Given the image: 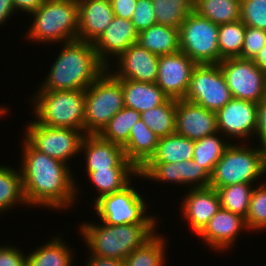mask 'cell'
Returning <instances> with one entry per match:
<instances>
[{"label":"cell","instance_id":"obj_44","mask_svg":"<svg viewBox=\"0 0 266 266\" xmlns=\"http://www.w3.org/2000/svg\"><path fill=\"white\" fill-rule=\"evenodd\" d=\"M115 17L131 20L137 0H110Z\"/></svg>","mask_w":266,"mask_h":266},{"label":"cell","instance_id":"obj_1","mask_svg":"<svg viewBox=\"0 0 266 266\" xmlns=\"http://www.w3.org/2000/svg\"><path fill=\"white\" fill-rule=\"evenodd\" d=\"M23 141V191L27 205L62 209L74 203L76 190L67 164L36 150L26 139Z\"/></svg>","mask_w":266,"mask_h":266},{"label":"cell","instance_id":"obj_6","mask_svg":"<svg viewBox=\"0 0 266 266\" xmlns=\"http://www.w3.org/2000/svg\"><path fill=\"white\" fill-rule=\"evenodd\" d=\"M264 174H266L265 147L252 148L231 143L214 167L210 187L217 190L234 184H252Z\"/></svg>","mask_w":266,"mask_h":266},{"label":"cell","instance_id":"obj_14","mask_svg":"<svg viewBox=\"0 0 266 266\" xmlns=\"http://www.w3.org/2000/svg\"><path fill=\"white\" fill-rule=\"evenodd\" d=\"M138 176L158 182L191 184L192 188L209 187L211 181V174L193 159L177 163H145Z\"/></svg>","mask_w":266,"mask_h":266},{"label":"cell","instance_id":"obj_28","mask_svg":"<svg viewBox=\"0 0 266 266\" xmlns=\"http://www.w3.org/2000/svg\"><path fill=\"white\" fill-rule=\"evenodd\" d=\"M140 118L159 138L176 133V99L141 112Z\"/></svg>","mask_w":266,"mask_h":266},{"label":"cell","instance_id":"obj_46","mask_svg":"<svg viewBox=\"0 0 266 266\" xmlns=\"http://www.w3.org/2000/svg\"><path fill=\"white\" fill-rule=\"evenodd\" d=\"M86 266H123L124 261L117 258H109L91 255Z\"/></svg>","mask_w":266,"mask_h":266},{"label":"cell","instance_id":"obj_49","mask_svg":"<svg viewBox=\"0 0 266 266\" xmlns=\"http://www.w3.org/2000/svg\"><path fill=\"white\" fill-rule=\"evenodd\" d=\"M7 109H8V108H5V107H2V108H1V107H0V116H1V115H4V114L7 112Z\"/></svg>","mask_w":266,"mask_h":266},{"label":"cell","instance_id":"obj_8","mask_svg":"<svg viewBox=\"0 0 266 266\" xmlns=\"http://www.w3.org/2000/svg\"><path fill=\"white\" fill-rule=\"evenodd\" d=\"M218 30L219 25L193 10L179 28L180 51L197 65L219 64Z\"/></svg>","mask_w":266,"mask_h":266},{"label":"cell","instance_id":"obj_19","mask_svg":"<svg viewBox=\"0 0 266 266\" xmlns=\"http://www.w3.org/2000/svg\"><path fill=\"white\" fill-rule=\"evenodd\" d=\"M82 150L86 155L87 172L108 168H137L125 157L123 147L106 141L99 135H85Z\"/></svg>","mask_w":266,"mask_h":266},{"label":"cell","instance_id":"obj_10","mask_svg":"<svg viewBox=\"0 0 266 266\" xmlns=\"http://www.w3.org/2000/svg\"><path fill=\"white\" fill-rule=\"evenodd\" d=\"M26 140L38 151L65 164L81 152L85 133L81 130L48 127L36 121L28 123Z\"/></svg>","mask_w":266,"mask_h":266},{"label":"cell","instance_id":"obj_39","mask_svg":"<svg viewBox=\"0 0 266 266\" xmlns=\"http://www.w3.org/2000/svg\"><path fill=\"white\" fill-rule=\"evenodd\" d=\"M240 20L249 27L266 30V0H241Z\"/></svg>","mask_w":266,"mask_h":266},{"label":"cell","instance_id":"obj_16","mask_svg":"<svg viewBox=\"0 0 266 266\" xmlns=\"http://www.w3.org/2000/svg\"><path fill=\"white\" fill-rule=\"evenodd\" d=\"M218 132L216 112L186 101L176 100V133L191 140Z\"/></svg>","mask_w":266,"mask_h":266},{"label":"cell","instance_id":"obj_24","mask_svg":"<svg viewBox=\"0 0 266 266\" xmlns=\"http://www.w3.org/2000/svg\"><path fill=\"white\" fill-rule=\"evenodd\" d=\"M158 142L159 137L140 118L130 130L124 155L140 169L155 154Z\"/></svg>","mask_w":266,"mask_h":266},{"label":"cell","instance_id":"obj_12","mask_svg":"<svg viewBox=\"0 0 266 266\" xmlns=\"http://www.w3.org/2000/svg\"><path fill=\"white\" fill-rule=\"evenodd\" d=\"M232 98L259 103L266 98V73L253 60L224 59L219 63Z\"/></svg>","mask_w":266,"mask_h":266},{"label":"cell","instance_id":"obj_22","mask_svg":"<svg viewBox=\"0 0 266 266\" xmlns=\"http://www.w3.org/2000/svg\"><path fill=\"white\" fill-rule=\"evenodd\" d=\"M77 39L94 43L115 17L110 0H77Z\"/></svg>","mask_w":266,"mask_h":266},{"label":"cell","instance_id":"obj_37","mask_svg":"<svg viewBox=\"0 0 266 266\" xmlns=\"http://www.w3.org/2000/svg\"><path fill=\"white\" fill-rule=\"evenodd\" d=\"M164 244V238L156 233L143 246L134 249L124 260L123 266H162L166 253Z\"/></svg>","mask_w":266,"mask_h":266},{"label":"cell","instance_id":"obj_21","mask_svg":"<svg viewBox=\"0 0 266 266\" xmlns=\"http://www.w3.org/2000/svg\"><path fill=\"white\" fill-rule=\"evenodd\" d=\"M241 229H247L245 218L220 208L198 234L213 249L224 250L234 245Z\"/></svg>","mask_w":266,"mask_h":266},{"label":"cell","instance_id":"obj_27","mask_svg":"<svg viewBox=\"0 0 266 266\" xmlns=\"http://www.w3.org/2000/svg\"><path fill=\"white\" fill-rule=\"evenodd\" d=\"M139 175L138 168H108L87 172L90 182L98 190L95 202L102 196L121 191L130 184L131 176ZM130 177V178H129Z\"/></svg>","mask_w":266,"mask_h":266},{"label":"cell","instance_id":"obj_26","mask_svg":"<svg viewBox=\"0 0 266 266\" xmlns=\"http://www.w3.org/2000/svg\"><path fill=\"white\" fill-rule=\"evenodd\" d=\"M194 140L177 133L159 138L155 154L146 163H177L193 159Z\"/></svg>","mask_w":266,"mask_h":266},{"label":"cell","instance_id":"obj_18","mask_svg":"<svg viewBox=\"0 0 266 266\" xmlns=\"http://www.w3.org/2000/svg\"><path fill=\"white\" fill-rule=\"evenodd\" d=\"M138 34L131 20L114 17L102 35L93 43L100 61L109 68L111 64L108 55H115L118 58L131 45L137 43Z\"/></svg>","mask_w":266,"mask_h":266},{"label":"cell","instance_id":"obj_41","mask_svg":"<svg viewBox=\"0 0 266 266\" xmlns=\"http://www.w3.org/2000/svg\"><path fill=\"white\" fill-rule=\"evenodd\" d=\"M151 0H137L131 21L139 32L157 24Z\"/></svg>","mask_w":266,"mask_h":266},{"label":"cell","instance_id":"obj_33","mask_svg":"<svg viewBox=\"0 0 266 266\" xmlns=\"http://www.w3.org/2000/svg\"><path fill=\"white\" fill-rule=\"evenodd\" d=\"M157 24L179 29L194 10V0H151Z\"/></svg>","mask_w":266,"mask_h":266},{"label":"cell","instance_id":"obj_15","mask_svg":"<svg viewBox=\"0 0 266 266\" xmlns=\"http://www.w3.org/2000/svg\"><path fill=\"white\" fill-rule=\"evenodd\" d=\"M257 107L253 101L232 98L216 112L218 132L230 138L249 139L256 133Z\"/></svg>","mask_w":266,"mask_h":266},{"label":"cell","instance_id":"obj_40","mask_svg":"<svg viewBox=\"0 0 266 266\" xmlns=\"http://www.w3.org/2000/svg\"><path fill=\"white\" fill-rule=\"evenodd\" d=\"M266 44V30L246 26L241 58L254 60Z\"/></svg>","mask_w":266,"mask_h":266},{"label":"cell","instance_id":"obj_32","mask_svg":"<svg viewBox=\"0 0 266 266\" xmlns=\"http://www.w3.org/2000/svg\"><path fill=\"white\" fill-rule=\"evenodd\" d=\"M27 204L23 191L21 172L7 166H0V213L16 204ZM3 211V212H1Z\"/></svg>","mask_w":266,"mask_h":266},{"label":"cell","instance_id":"obj_34","mask_svg":"<svg viewBox=\"0 0 266 266\" xmlns=\"http://www.w3.org/2000/svg\"><path fill=\"white\" fill-rule=\"evenodd\" d=\"M219 133V134H218ZM220 132L194 141L193 160L203 166L210 174L221 159L225 149L231 144L225 142Z\"/></svg>","mask_w":266,"mask_h":266},{"label":"cell","instance_id":"obj_5","mask_svg":"<svg viewBox=\"0 0 266 266\" xmlns=\"http://www.w3.org/2000/svg\"><path fill=\"white\" fill-rule=\"evenodd\" d=\"M32 102L37 123L84 132L85 90H38Z\"/></svg>","mask_w":266,"mask_h":266},{"label":"cell","instance_id":"obj_36","mask_svg":"<svg viewBox=\"0 0 266 266\" xmlns=\"http://www.w3.org/2000/svg\"><path fill=\"white\" fill-rule=\"evenodd\" d=\"M252 185L241 183L218 188L221 208L246 218L254 189Z\"/></svg>","mask_w":266,"mask_h":266},{"label":"cell","instance_id":"obj_4","mask_svg":"<svg viewBox=\"0 0 266 266\" xmlns=\"http://www.w3.org/2000/svg\"><path fill=\"white\" fill-rule=\"evenodd\" d=\"M33 15L26 37L33 42H70L77 40L79 16L77 0H46Z\"/></svg>","mask_w":266,"mask_h":266},{"label":"cell","instance_id":"obj_30","mask_svg":"<svg viewBox=\"0 0 266 266\" xmlns=\"http://www.w3.org/2000/svg\"><path fill=\"white\" fill-rule=\"evenodd\" d=\"M72 250L56 237L26 257V266H72Z\"/></svg>","mask_w":266,"mask_h":266},{"label":"cell","instance_id":"obj_9","mask_svg":"<svg viewBox=\"0 0 266 266\" xmlns=\"http://www.w3.org/2000/svg\"><path fill=\"white\" fill-rule=\"evenodd\" d=\"M94 208L103 224H157L156 217L145 215V200L132 184L102 196L95 202Z\"/></svg>","mask_w":266,"mask_h":266},{"label":"cell","instance_id":"obj_38","mask_svg":"<svg viewBox=\"0 0 266 266\" xmlns=\"http://www.w3.org/2000/svg\"><path fill=\"white\" fill-rule=\"evenodd\" d=\"M245 222L250 230L266 229V182L253 189Z\"/></svg>","mask_w":266,"mask_h":266},{"label":"cell","instance_id":"obj_13","mask_svg":"<svg viewBox=\"0 0 266 266\" xmlns=\"http://www.w3.org/2000/svg\"><path fill=\"white\" fill-rule=\"evenodd\" d=\"M197 64L180 50L159 56L157 86L172 99H184Z\"/></svg>","mask_w":266,"mask_h":266},{"label":"cell","instance_id":"obj_11","mask_svg":"<svg viewBox=\"0 0 266 266\" xmlns=\"http://www.w3.org/2000/svg\"><path fill=\"white\" fill-rule=\"evenodd\" d=\"M231 99L230 89L219 64H200L193 69L184 100L217 112Z\"/></svg>","mask_w":266,"mask_h":266},{"label":"cell","instance_id":"obj_29","mask_svg":"<svg viewBox=\"0 0 266 266\" xmlns=\"http://www.w3.org/2000/svg\"><path fill=\"white\" fill-rule=\"evenodd\" d=\"M241 0H194V11L217 25L240 20Z\"/></svg>","mask_w":266,"mask_h":266},{"label":"cell","instance_id":"obj_2","mask_svg":"<svg viewBox=\"0 0 266 266\" xmlns=\"http://www.w3.org/2000/svg\"><path fill=\"white\" fill-rule=\"evenodd\" d=\"M62 44L63 49L39 90H86L107 70L93 43L77 39Z\"/></svg>","mask_w":266,"mask_h":266},{"label":"cell","instance_id":"obj_17","mask_svg":"<svg viewBox=\"0 0 266 266\" xmlns=\"http://www.w3.org/2000/svg\"><path fill=\"white\" fill-rule=\"evenodd\" d=\"M117 60L119 70L110 71L117 79H131L145 83L156 82L159 56L152 54L137 43L131 45Z\"/></svg>","mask_w":266,"mask_h":266},{"label":"cell","instance_id":"obj_48","mask_svg":"<svg viewBox=\"0 0 266 266\" xmlns=\"http://www.w3.org/2000/svg\"><path fill=\"white\" fill-rule=\"evenodd\" d=\"M253 61L264 73H266V44L259 51Z\"/></svg>","mask_w":266,"mask_h":266},{"label":"cell","instance_id":"obj_35","mask_svg":"<svg viewBox=\"0 0 266 266\" xmlns=\"http://www.w3.org/2000/svg\"><path fill=\"white\" fill-rule=\"evenodd\" d=\"M245 31L246 25L241 20L219 25L220 62L228 58H241Z\"/></svg>","mask_w":266,"mask_h":266},{"label":"cell","instance_id":"obj_31","mask_svg":"<svg viewBox=\"0 0 266 266\" xmlns=\"http://www.w3.org/2000/svg\"><path fill=\"white\" fill-rule=\"evenodd\" d=\"M140 119V112L124 107L98 134L102 139L124 147L129 139L132 126Z\"/></svg>","mask_w":266,"mask_h":266},{"label":"cell","instance_id":"obj_43","mask_svg":"<svg viewBox=\"0 0 266 266\" xmlns=\"http://www.w3.org/2000/svg\"><path fill=\"white\" fill-rule=\"evenodd\" d=\"M256 133L261 146L266 148V98L258 103L256 117Z\"/></svg>","mask_w":266,"mask_h":266},{"label":"cell","instance_id":"obj_20","mask_svg":"<svg viewBox=\"0 0 266 266\" xmlns=\"http://www.w3.org/2000/svg\"><path fill=\"white\" fill-rule=\"evenodd\" d=\"M186 195L181 204L182 214L193 232L198 235L221 208L220 198L217 190L210 186L205 188L191 186Z\"/></svg>","mask_w":266,"mask_h":266},{"label":"cell","instance_id":"obj_3","mask_svg":"<svg viewBox=\"0 0 266 266\" xmlns=\"http://www.w3.org/2000/svg\"><path fill=\"white\" fill-rule=\"evenodd\" d=\"M95 224L84 223L80 227L90 253L123 261L134 249L150 240L157 227L156 224Z\"/></svg>","mask_w":266,"mask_h":266},{"label":"cell","instance_id":"obj_42","mask_svg":"<svg viewBox=\"0 0 266 266\" xmlns=\"http://www.w3.org/2000/svg\"><path fill=\"white\" fill-rule=\"evenodd\" d=\"M26 257L15 246H0V266H26Z\"/></svg>","mask_w":266,"mask_h":266},{"label":"cell","instance_id":"obj_47","mask_svg":"<svg viewBox=\"0 0 266 266\" xmlns=\"http://www.w3.org/2000/svg\"><path fill=\"white\" fill-rule=\"evenodd\" d=\"M13 12L15 13L16 10L12 0H0V25L4 24L6 20H9Z\"/></svg>","mask_w":266,"mask_h":266},{"label":"cell","instance_id":"obj_23","mask_svg":"<svg viewBox=\"0 0 266 266\" xmlns=\"http://www.w3.org/2000/svg\"><path fill=\"white\" fill-rule=\"evenodd\" d=\"M125 107L143 112L163 104L169 97L156 83L120 79Z\"/></svg>","mask_w":266,"mask_h":266},{"label":"cell","instance_id":"obj_45","mask_svg":"<svg viewBox=\"0 0 266 266\" xmlns=\"http://www.w3.org/2000/svg\"><path fill=\"white\" fill-rule=\"evenodd\" d=\"M46 0H12L16 11L21 10L30 14L36 11Z\"/></svg>","mask_w":266,"mask_h":266},{"label":"cell","instance_id":"obj_25","mask_svg":"<svg viewBox=\"0 0 266 266\" xmlns=\"http://www.w3.org/2000/svg\"><path fill=\"white\" fill-rule=\"evenodd\" d=\"M137 44L158 56L180 50L179 29L155 24L138 34Z\"/></svg>","mask_w":266,"mask_h":266},{"label":"cell","instance_id":"obj_7","mask_svg":"<svg viewBox=\"0 0 266 266\" xmlns=\"http://www.w3.org/2000/svg\"><path fill=\"white\" fill-rule=\"evenodd\" d=\"M109 68L85 90L84 132L98 135L124 105L123 90Z\"/></svg>","mask_w":266,"mask_h":266}]
</instances>
